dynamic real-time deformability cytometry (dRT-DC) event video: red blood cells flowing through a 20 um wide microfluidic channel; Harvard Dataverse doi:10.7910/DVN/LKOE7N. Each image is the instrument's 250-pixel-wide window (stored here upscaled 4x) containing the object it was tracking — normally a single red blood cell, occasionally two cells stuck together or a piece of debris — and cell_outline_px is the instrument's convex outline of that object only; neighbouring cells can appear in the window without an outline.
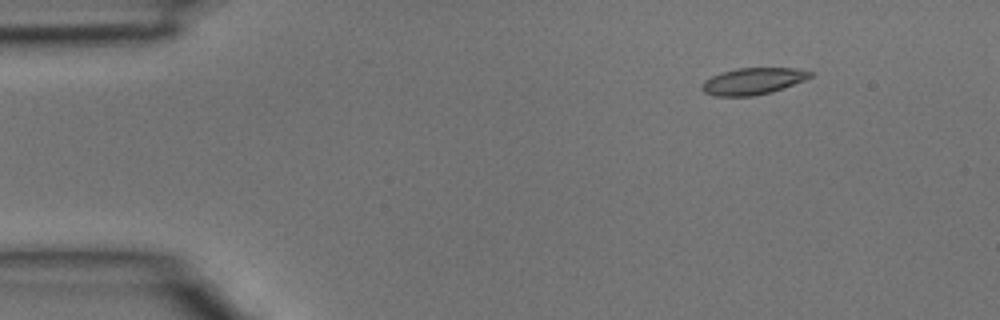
{"species": "common noctule bat (a hibernating species)", "species_latin": "Nyctalus noctula", "temperature_condition": "room temperature", "stored_images_in_passage": 4, "segment_of_instrument_passage": [1, 2], "camera_frame_rate_fps": 3000, "um_per_image_px": 0.085, "animal": {"sex": "male", "body_mass_g": 15.6}, "frame": {"image": 1, "passage_image": 1, "time_ms": 0.0, "image_size_px": [1000, 320], "cell_outline_px": [[812, 76], [804, 80], [772, 92], [752, 96], [712, 96], [704, 92], [700, 88], [704, 80], [720, 72], [736, 68], [792, 68], [812, 72]], "centroid_in_image_um": [63.94, 6.9], "position_along_channel_um": 21.1, "area_um2": 16.82}}